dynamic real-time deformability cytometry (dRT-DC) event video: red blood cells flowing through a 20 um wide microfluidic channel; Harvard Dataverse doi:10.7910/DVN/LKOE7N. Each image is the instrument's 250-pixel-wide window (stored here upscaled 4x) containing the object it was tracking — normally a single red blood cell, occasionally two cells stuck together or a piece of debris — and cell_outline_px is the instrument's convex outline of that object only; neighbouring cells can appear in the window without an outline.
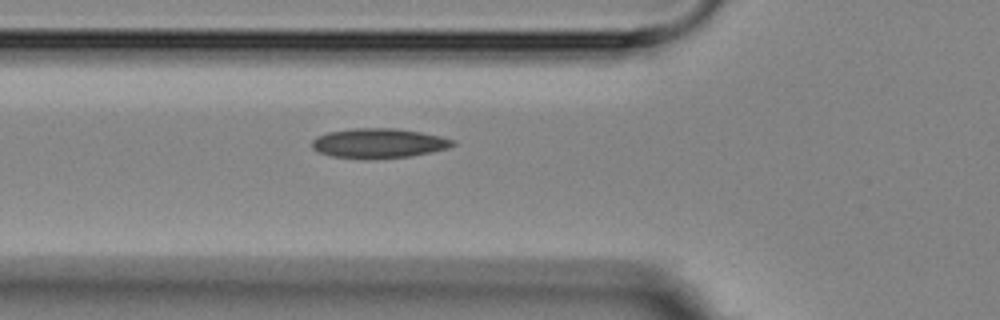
{"species": "Egyptian fruit bat (a non-hibernating species)", "species_latin": "Rousettus aegyptiacus", "temperature_condition": "room temperature", "stored_images_in_passage": 2, "camera_frame_rate_fps": 3000, "um_per_image_px": 0.085, "animal": {"sex": "female"}, "frame": {"image": 1, "passage_image": 2, "time_ms": 1.0, "image_size_px": [1000, 320], "cell_outline_px": [[456, 144], [448, 148], [432, 152], [408, 156], [368, 160], [332, 156], [316, 152], [312, 148], [312, 140], [316, 136], [328, 132], [352, 128], [396, 128], [420, 132], [440, 136], [452, 140]], "centroid_in_image_um": [32.14, 12.18], "position_along_channel_um": 93.7, "area_um2": 24.57}}